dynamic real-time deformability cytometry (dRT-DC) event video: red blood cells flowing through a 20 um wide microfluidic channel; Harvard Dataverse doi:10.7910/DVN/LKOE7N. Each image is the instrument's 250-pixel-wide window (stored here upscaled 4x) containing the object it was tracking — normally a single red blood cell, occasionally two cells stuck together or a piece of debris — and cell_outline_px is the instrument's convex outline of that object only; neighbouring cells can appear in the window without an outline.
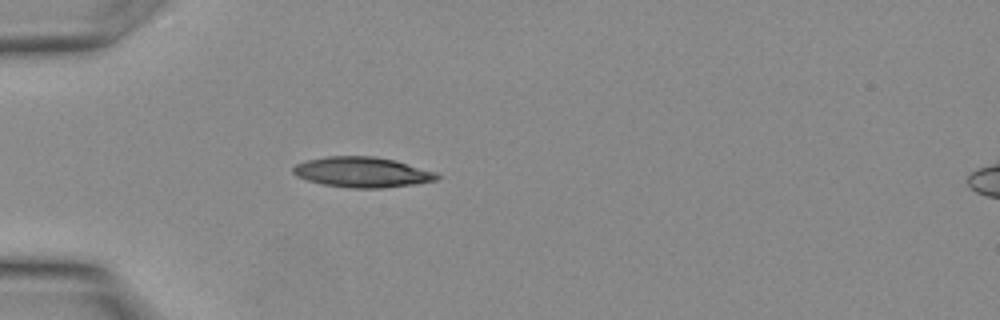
{"species": "Egyptian fruit bat (a non-hibernating species)", "species_latin": "Rousettus aegyptiacus", "temperature_condition": "warm", "stored_images_in_passage": 20, "camera_frame_rate_fps": 3000, "um_per_image_px": 0.085, "animal": {"sex": "female"}, "frame": {"image": 1, "passage_image": 1, "time_ms": 0.0, "image_size_px": [1000, 320], "cell_outline_px": [[440, 176], [436, 180], [416, 184], [384, 188], [352, 188], [324, 184], [308, 180], [296, 176], [292, 172], [292, 168], [296, 164], [308, 160], [324, 156], [372, 156], [392, 160], [436, 172]], "centroid_in_image_um": [30.77, 14.64], "position_along_channel_um": 54.2, "area_um2": 25.2}}
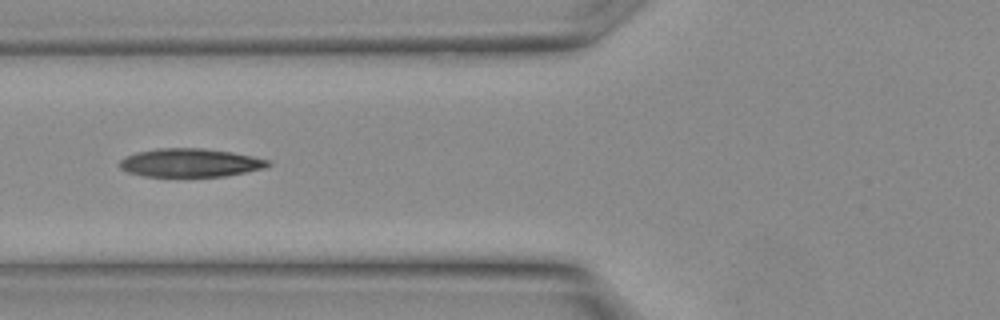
{"frame": {"image": 2, "passage_image": 4, "time_ms": 1.0, "image_size_px": [1000, 320], "cell_outline_px": [[272, 164], [264, 168], [224, 176], [144, 176], [128, 172], [120, 168], [116, 164], [120, 160], [136, 152], [156, 148], [200, 148], [232, 152], [252, 156], [268, 160]], "centroid_in_image_um": [16.13, 13.83], "position_along_channel_um": 109.7, "area_um2": 24.45}}
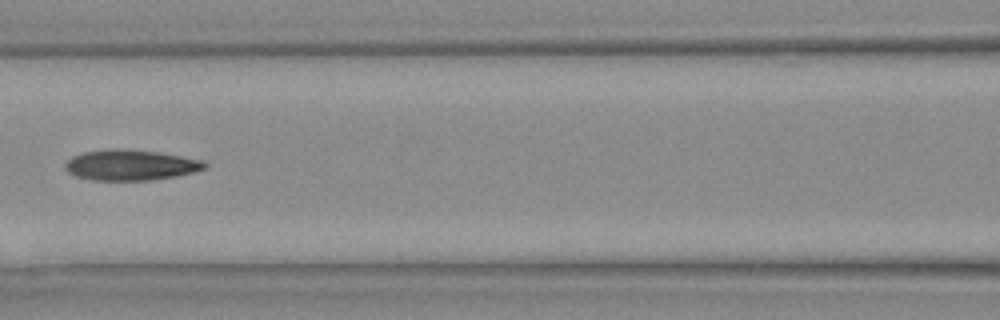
{"frame": {"image": 3, "passage_image": 6, "time_ms": 1.667, "image_size_px": [1000, 320], "cell_outline_px": [[208, 164], [204, 168], [192, 172], [176, 176], [148, 180], [96, 180], [76, 176], [68, 172], [64, 168], [64, 164], [72, 156], [84, 152], [112, 148], [116, 148], [156, 152], [204, 160]], "centroid_in_image_um": [11.07, 14.02], "position_along_channel_um": 155.5, "area_um2": 24.62}}